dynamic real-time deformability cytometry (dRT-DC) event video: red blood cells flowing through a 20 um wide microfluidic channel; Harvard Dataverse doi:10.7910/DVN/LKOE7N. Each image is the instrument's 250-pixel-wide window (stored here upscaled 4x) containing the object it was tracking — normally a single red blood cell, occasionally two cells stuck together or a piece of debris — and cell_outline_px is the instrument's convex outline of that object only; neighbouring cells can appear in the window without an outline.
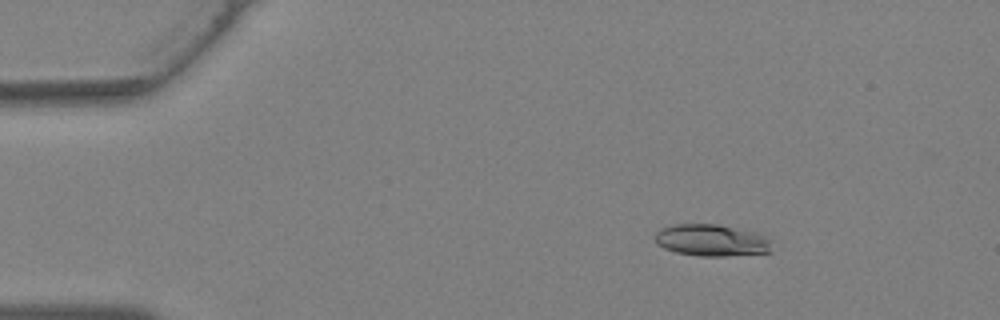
{"species": "Egyptian fruit bat (a non-hibernating species)", "species_latin": "Rousettus aegyptiacus", "temperature_condition": "warm", "stored_images_in_passage": 34, "camera_frame_rate_fps": 3000, "um_per_image_px": 0.085, "animal": {"sex": "female"}, "frame": {"image": 1, "passage_image": 1, "time_ms": 0.0, "image_size_px": [1000, 320], "cell_outline_px": [[772, 252], [724, 256], [700, 256], [676, 252], [664, 248], [656, 244], [656, 232], [660, 228], [676, 224], [716, 224], [756, 232], [764, 236], [768, 240]], "centroid_in_image_um": [60.45, 20.42], "position_along_channel_um": 24.5, "area_um2": 21.5}}
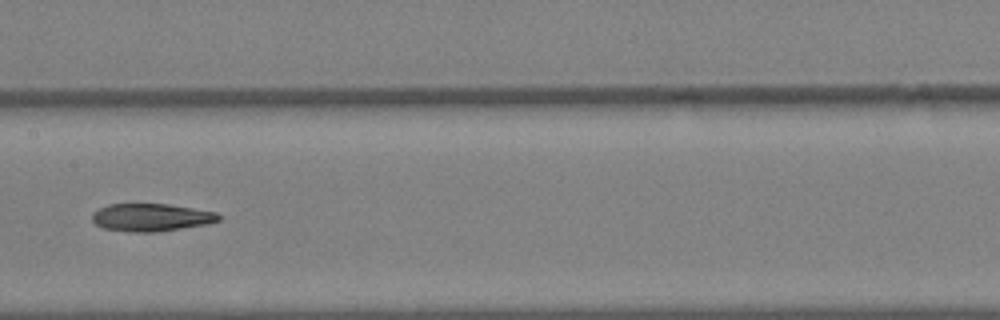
{"frame": {"image": 2, "passage_image": 15, "time_ms": 4.667, "image_size_px": [1000, 320], "cell_outline_px": [[220, 220], [208, 224], [152, 232], [132, 232], [104, 228], [96, 224], [92, 220], [92, 212], [108, 204], [168, 204], [216, 212], [220, 216]], "centroid_in_image_um": [12.83, 18.47], "position_along_channel_um": 194.6, "area_um2": 20.23}}
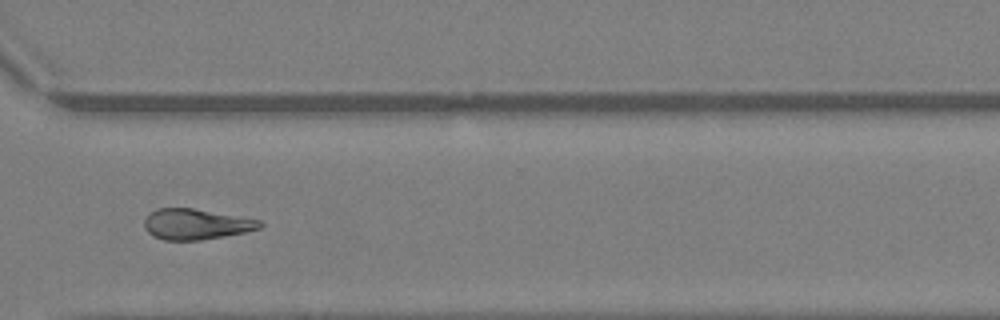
{"frame": {"image": 3, "passage_image": 24, "time_ms": 7.667, "image_size_px": [1000, 320], "cell_outline_px": [[264, 224], [260, 228], [244, 232], [224, 236], [200, 240], [164, 240], [152, 236], [144, 228], [144, 220], [148, 212], [156, 208], [192, 208], [260, 220]], "centroid_in_image_um": [16.61, 19.05], "position_along_channel_um": 354.0, "area_um2": 20.63}}